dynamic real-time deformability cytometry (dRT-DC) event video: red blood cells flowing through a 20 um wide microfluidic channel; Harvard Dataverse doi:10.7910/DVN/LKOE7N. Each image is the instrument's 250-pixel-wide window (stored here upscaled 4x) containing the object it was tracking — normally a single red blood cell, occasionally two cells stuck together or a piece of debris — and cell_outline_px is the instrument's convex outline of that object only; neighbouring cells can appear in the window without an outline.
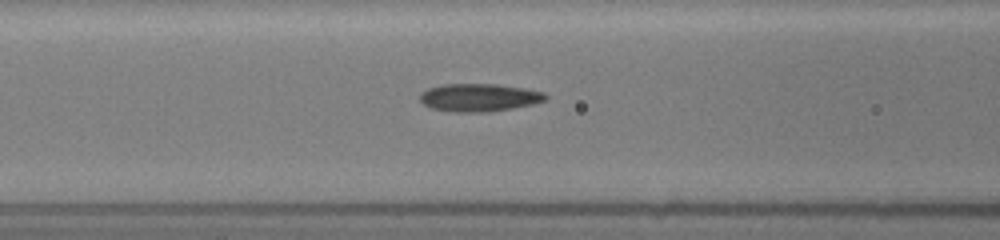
{"species": "common noctule bat (a hibernating species)", "species_latin": "Nyctalus noctula", "temperature_condition": "room temperature", "stored_images_in_passage": 7, "camera_frame_rate_fps": 3000, "um_per_image_px": 0.085, "animal": {"sex": "female", "body_mass_g": 19.5, "forearm_length_mm": 54.1}, "frame": {"image": 1, "passage_image": 6, "time_ms": 1.667, "image_size_px": [1000, 240], "cell_outline_px": [[548, 96], [544, 100], [532, 104], [512, 108], [488, 112], [452, 112], [432, 108], [424, 104], [420, 100], [420, 92], [428, 88], [444, 84], [496, 84], [524, 88], [544, 92]], "centroid_in_image_um": [40.7, 8.29], "position_along_channel_um": 125.9, "area_um2": 20.35}}